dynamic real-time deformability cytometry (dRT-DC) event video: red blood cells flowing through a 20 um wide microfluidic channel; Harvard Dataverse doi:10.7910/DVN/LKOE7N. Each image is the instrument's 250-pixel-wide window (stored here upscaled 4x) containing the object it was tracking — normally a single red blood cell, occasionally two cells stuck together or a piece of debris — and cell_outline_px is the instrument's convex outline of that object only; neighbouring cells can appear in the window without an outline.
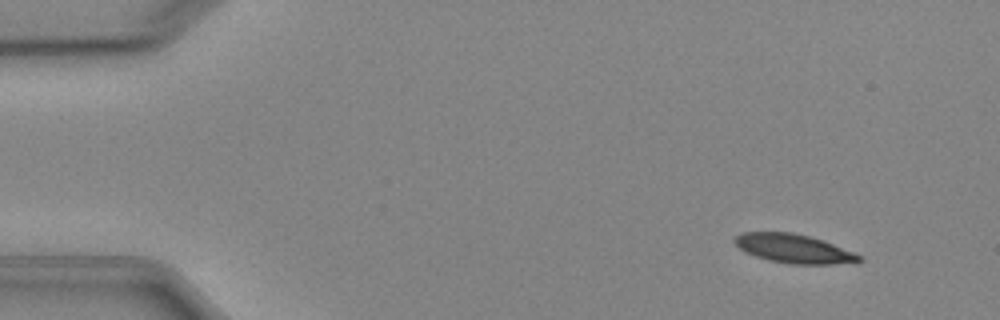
{"species": "Egyptian fruit bat (a non-hibernating species)", "species_latin": "Rousettus aegyptiacus", "temperature_condition": "cold", "stored_images_in_passage": 5, "camera_frame_rate_fps": 3000, "um_per_image_px": 0.085, "animal": {"sex": "female"}, "frame": {"image": 1, "passage_image": 1, "time_ms": 0.0, "image_size_px": [1000, 320], "cell_outline_px": [[864, 260], [832, 264], [792, 264], [768, 260], [744, 252], [732, 240], [740, 232], [792, 232], [824, 240], [864, 256]], "centroid_in_image_um": [67.47, 21.12], "position_along_channel_um": 17.5, "area_um2": 20.98}}
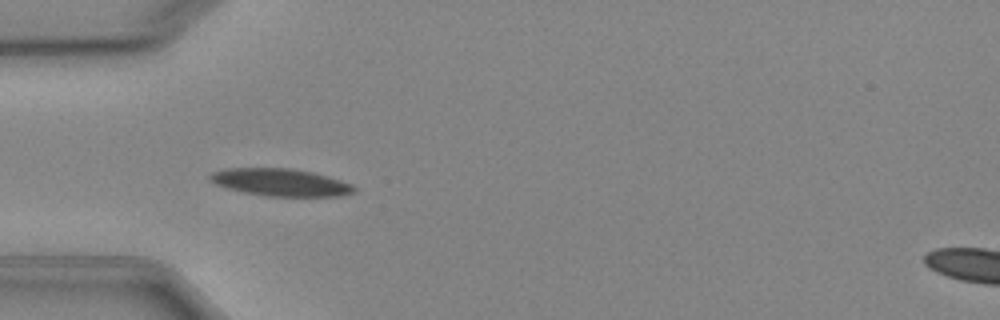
{"frame": {"image": 2, "passage_image": 4, "time_ms": 3.667, "image_size_px": [1000, 320], "cell_outline_px": [[356, 192], [340, 196], [264, 196], [244, 192], [228, 188], [216, 184], [208, 180], [208, 176], [212, 172], [228, 168], [288, 168], [312, 172], [328, 176], [352, 184], [356, 188]], "centroid_in_image_um": [23.85, 15.5], "position_along_channel_um": 61.2, "area_um2": 23.0}}